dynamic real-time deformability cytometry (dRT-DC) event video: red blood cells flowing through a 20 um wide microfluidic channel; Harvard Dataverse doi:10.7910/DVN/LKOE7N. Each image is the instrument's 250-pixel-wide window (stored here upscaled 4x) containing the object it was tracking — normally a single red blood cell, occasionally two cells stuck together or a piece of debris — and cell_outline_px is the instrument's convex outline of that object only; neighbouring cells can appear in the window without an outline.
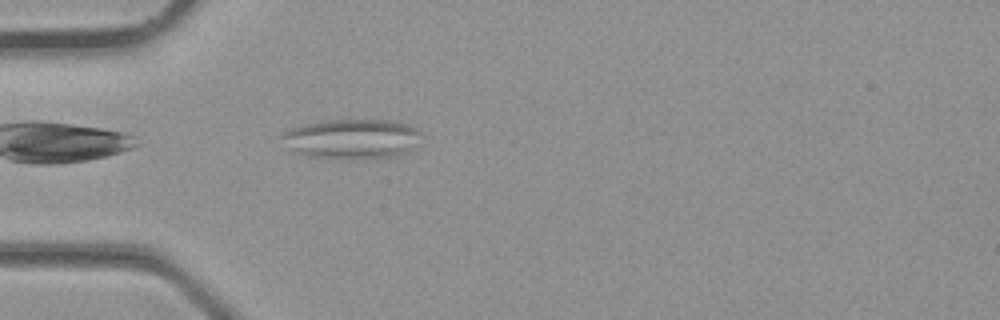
{"species": "common noctule bat (a hibernating species)", "species_latin": "Nyctalus noctula", "temperature_condition": "room temperature", "stored_images_in_passage": 26, "camera_frame_rate_fps": 3000, "um_per_image_px": 0.085, "animal": {"sex": "male", "body_mass_g": 23.1, "forearm_length_mm": 52.7}, "frame": {"image": 1, "passage_image": 2, "time_ms": 0.333, "image_size_px": [1000, 320], "cell_outline_px": [[424, 132], [412, 148], [408, 152], [396, 156], [312, 156], [296, 152], [288, 148], [280, 136], [280, 132], [304, 124], [328, 120], [388, 120], [408, 124]], "centroid_in_image_um": [29.92, 11.75], "position_along_channel_um": 55.1, "area_um2": 31.39}}
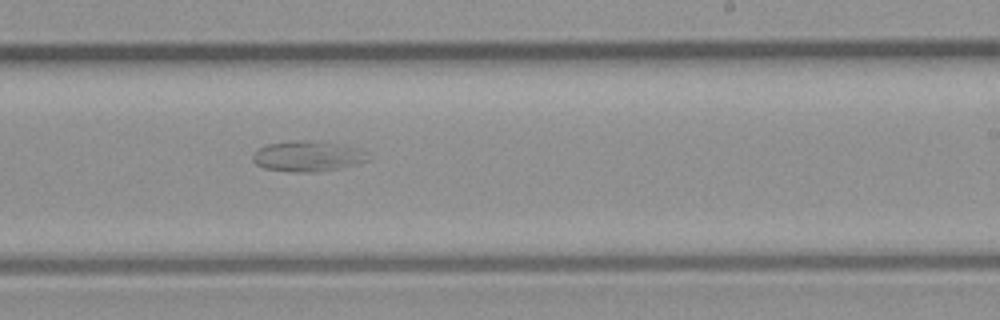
{"frame": {"image": 2, "passage_image": 13, "time_ms": 4.0, "image_size_px": [1000, 320], "cell_outline_px": [[368, 160], [356, 164], [340, 168], [316, 172], [292, 172], [264, 168], [256, 164], [252, 160], [252, 156], [260, 148], [268, 144], [292, 140], [312, 140], [336, 144], [356, 148], [368, 152]], "centroid_in_image_um": [26.14, 13.28], "position_along_channel_um": 262.9, "area_um2": 20.4}}
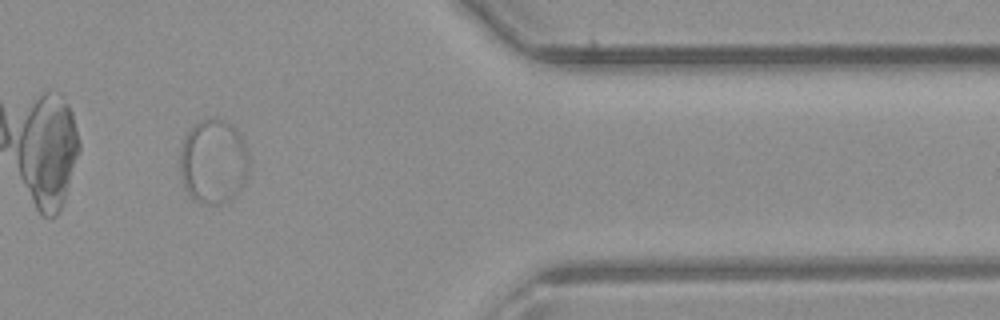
{"frame": {"image": 3, "passage_image": 21, "time_ms": 6.667, "image_size_px": [1000, 320], "cell_outline_px": [[248, 172], [244, 184], [228, 200], [220, 204], [208, 204], [196, 200], [188, 192], [184, 184], [180, 172], [180, 152], [184, 140], [188, 132], [200, 120], [224, 120], [240, 136], [244, 144], [248, 156]], "centroid_in_image_um": [18.13, 13.76], "position_along_channel_um": 393.3, "area_um2": 33.06}}